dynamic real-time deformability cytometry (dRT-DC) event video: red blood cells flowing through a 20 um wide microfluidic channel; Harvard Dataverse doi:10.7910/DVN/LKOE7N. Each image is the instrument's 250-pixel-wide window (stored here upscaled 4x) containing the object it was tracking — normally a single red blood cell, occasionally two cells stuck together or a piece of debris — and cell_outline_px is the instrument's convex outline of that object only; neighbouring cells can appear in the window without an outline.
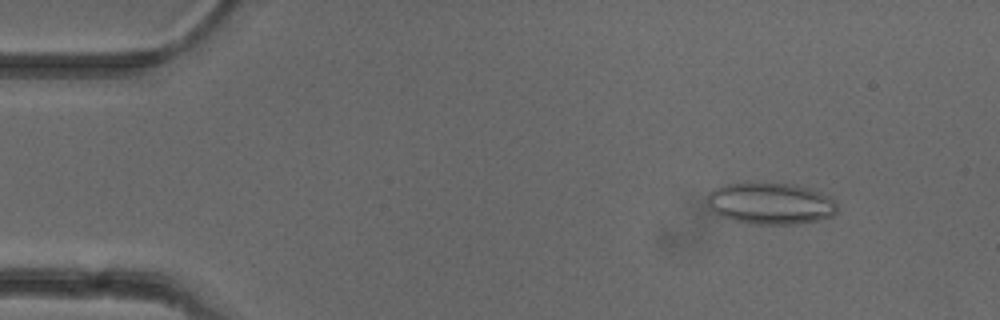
{"species": "common noctule bat (a hibernating species)", "species_latin": "Nyctalus noctula", "temperature_condition": "cold", "stored_images_in_passage": 52, "camera_frame_rate_fps": 3000, "um_per_image_px": 0.085, "animal": {"sex": "female"}, "frame": {"image": 1, "passage_image": 6, "time_ms": 1.667, "image_size_px": [1000, 320], "cell_outline_px": [[836, 212], [832, 216], [820, 220], [796, 224], [752, 224], [720, 216], [712, 212], [708, 204], [708, 192], [712, 188], [724, 184], [788, 184], [808, 188], [820, 192], [836, 200]], "centroid_in_image_um": [65.48, 17.31], "position_along_channel_um": 19.5, "area_um2": 31.33}}
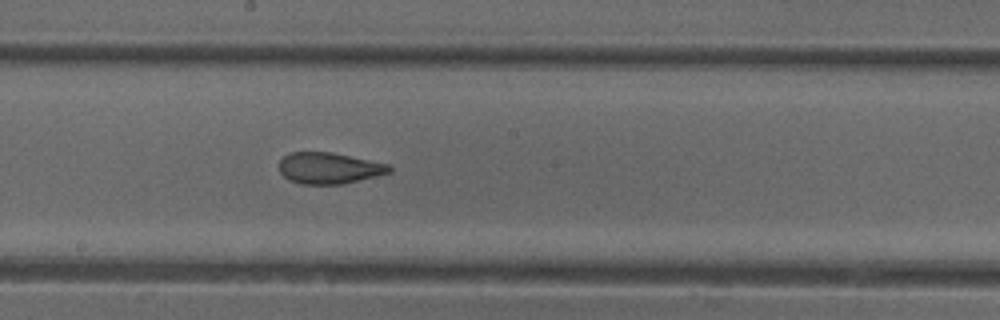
{"frame": {"image": 2, "passage_image": 28, "time_ms": 9.0, "image_size_px": [1000, 320], "cell_outline_px": [[392, 172], [344, 184], [300, 184], [288, 180], [280, 172], [280, 160], [288, 152], [332, 152], [388, 164], [392, 168]], "centroid_in_image_um": [27.96, 14.29], "position_along_channel_um": 220.2, "area_um2": 20.11}}
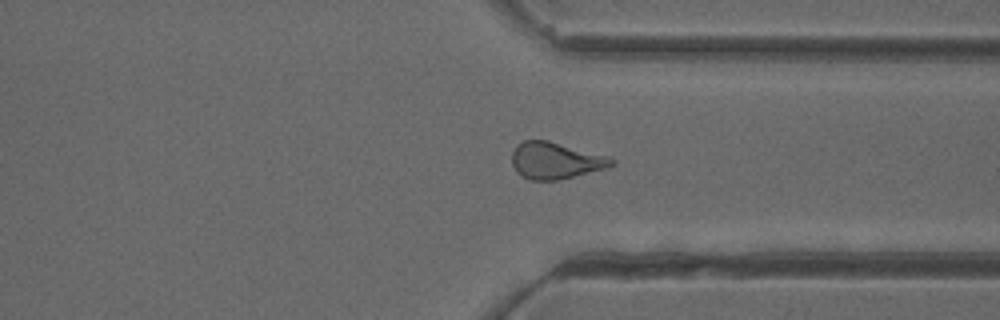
{"frame": {"image": 3, "passage_image": 39, "time_ms": 12.667, "image_size_px": [1000, 320], "cell_outline_px": [[616, 164], [608, 168], [556, 180], [528, 180], [520, 176], [516, 172], [512, 164], [512, 152], [516, 144], [524, 140], [548, 140], [608, 156], [616, 160]], "centroid_in_image_um": [47.21, 13.65], "position_along_channel_um": 364.2, "area_um2": 21.5}, "authors_computed_cell_mechanics": {"area_um2": 22.0218, "velocity_mm_per_s": 3.9458, "shape_relaxation_time_tau1_ms": null, "shape_relaxation_time_tau2_ms": 1.6413, "deformation_change_tau1": null, "deformation_change_tau2": 0.0994}}